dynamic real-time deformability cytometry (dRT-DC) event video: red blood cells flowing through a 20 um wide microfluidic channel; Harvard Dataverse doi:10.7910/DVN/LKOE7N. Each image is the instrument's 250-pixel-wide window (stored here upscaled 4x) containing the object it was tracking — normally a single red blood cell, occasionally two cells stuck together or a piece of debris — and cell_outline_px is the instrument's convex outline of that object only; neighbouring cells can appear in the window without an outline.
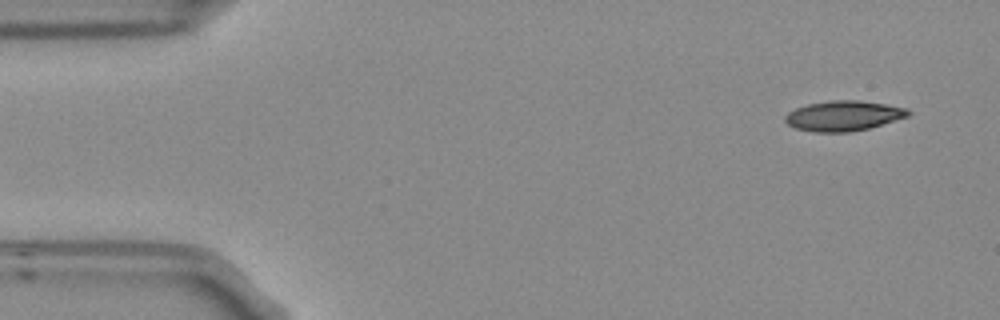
{"species": "Egyptian fruit bat (a non-hibernating species)", "species_latin": "Rousettus aegyptiacus", "temperature_condition": "room temperature", "stored_images_in_passage": 5, "segment_of_instrument_passage": [2, 2], "camera_frame_rate_fps": 3000, "um_per_image_px": 0.085, "frame": {"image": 1, "passage_image": 5, "time_ms": 1.333, "image_size_px": [1000, 320], "cell_outline_px": [[912, 112], [908, 116], [868, 128], [848, 132], [816, 132], [796, 128], [788, 124], [784, 120], [784, 116], [788, 112], [796, 108], [808, 104], [828, 100], [860, 100], [908, 108]], "centroid_in_image_um": [71.68, 9.83], "position_along_channel_um": 13.3, "area_um2": 21.5}}